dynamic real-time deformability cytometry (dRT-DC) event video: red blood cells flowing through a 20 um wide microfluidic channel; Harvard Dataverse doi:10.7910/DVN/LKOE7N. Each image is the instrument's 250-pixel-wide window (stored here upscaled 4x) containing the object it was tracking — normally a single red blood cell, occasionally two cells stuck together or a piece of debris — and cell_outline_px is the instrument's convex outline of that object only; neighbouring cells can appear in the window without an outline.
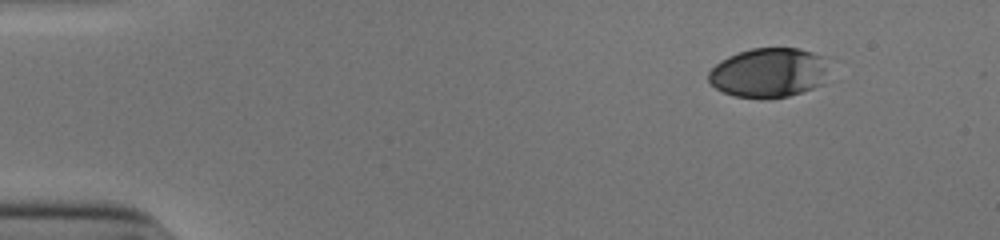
{"species": "human", "species_latin": "Homo sapiens", "temperature_condition": "cold", "stored_images_in_passage": 41, "camera_frame_rate_fps": 3000, "um_per_image_px": 0.085, "donor": {"sex": "male"}, "frame": {"image": 1, "passage_image": 1, "time_ms": 0.0, "image_size_px": [1000, 240], "cell_outline_px": [[824, 72], [820, 84], [812, 88], [788, 96], [764, 100], [732, 96], [716, 88], [708, 80], [708, 72], [720, 60], [728, 56], [752, 48], [800, 48], [824, 56]], "centroid_in_image_um": [65.26, 6.19], "position_along_channel_um": 19.7, "area_um2": 34.56}}
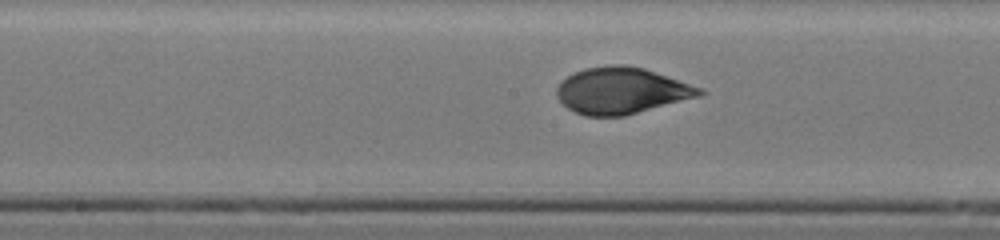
{"frame": {"image": 2, "passage_image": 23, "time_ms": 7.333, "image_size_px": [1000, 240], "cell_outline_px": [[704, 92], [700, 96], [624, 116], [584, 116], [568, 108], [556, 96], [556, 88], [568, 76], [584, 68], [608, 64], [624, 64], [644, 68], [704, 88]], "centroid_in_image_um": [52.84, 7.7], "position_along_channel_um": 195.4, "area_um2": 38.61}}
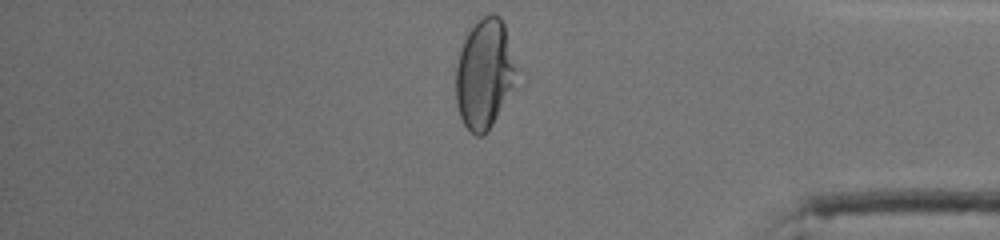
{"frame": {"image": 3, "passage_image": 40, "time_ms": 13.0, "image_size_px": [1000, 240], "cell_outline_px": [[516, 84], [488, 132], [480, 136], [476, 136], [464, 124], [460, 116], [456, 104], [456, 68], [460, 52], [464, 40], [468, 32], [484, 16], [492, 12], [500, 16], [504, 24], [516, 68]], "centroid_in_image_um": [41.18, 6.31], "position_along_channel_um": 394.0, "area_um2": 38.38}, "authors_computed_cell_mechanics": {"area_um2": 38.148, "velocity_mm_per_s": 3.8995, "shape_relaxation_time_tau1_ms": 4.9158, "shape_relaxation_time_tau2_ms": 0.8126, "deformation_change_tau1": 0.1965, "deformation_change_tau2": 0.041}}